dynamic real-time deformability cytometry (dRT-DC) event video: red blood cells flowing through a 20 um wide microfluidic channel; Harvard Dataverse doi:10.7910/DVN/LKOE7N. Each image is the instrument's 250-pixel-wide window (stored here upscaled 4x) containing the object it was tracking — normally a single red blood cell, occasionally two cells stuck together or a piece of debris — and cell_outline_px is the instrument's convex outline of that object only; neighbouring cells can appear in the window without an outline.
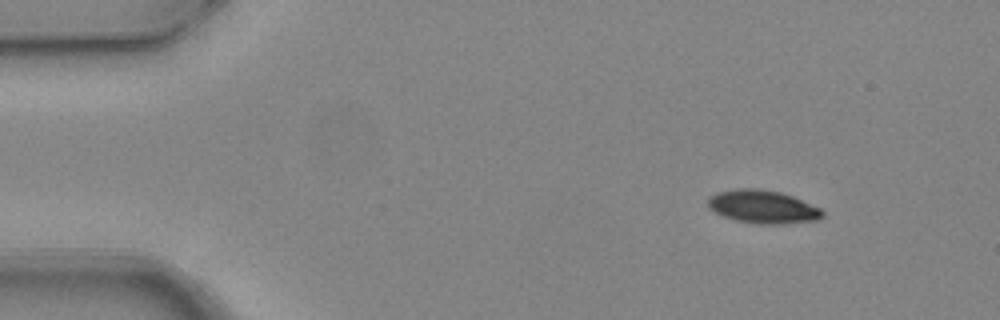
{"species": "common noctule bat (a hibernating species)", "species_latin": "Nyctalus noctula", "temperature_condition": "warm", "stored_images_in_passage": 8, "camera_frame_rate_fps": 3000, "um_per_image_px": 0.085, "animal": {"sex": "female", "body_mass_g": 24.6, "forearm_length_mm": 56.2}, "frame": {"image": 1, "passage_image": 1, "time_ms": 0.0, "image_size_px": [1000, 320], "cell_outline_px": [[824, 216], [820, 220], [784, 224], [760, 224], [736, 220], [724, 216], [708, 208], [708, 196], [716, 192], [740, 188], [756, 188], [780, 192], [792, 196], [820, 208], [824, 212]], "centroid_in_image_um": [64.85, 17.58], "position_along_channel_um": 20.2, "area_um2": 22.2}}
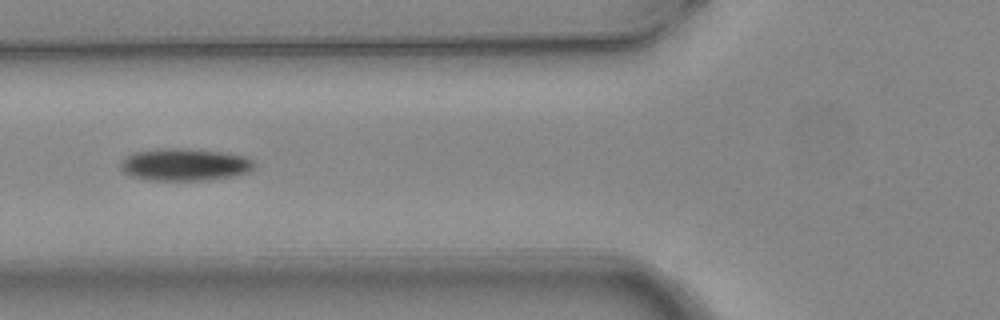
{"frame": {"image": 2, "passage_image": 5, "time_ms": 1.333, "image_size_px": [1000, 320], "cell_outline_px": [[256, 168], [248, 172], [236, 176], [208, 180], [148, 180], [128, 176], [120, 168], [120, 160], [124, 156], [136, 152], [160, 148], [188, 148], [224, 152], [244, 156], [252, 160], [256, 164]], "centroid_in_image_um": [15.7, 13.99], "position_along_channel_um": 110.1, "area_um2": 25.66}}
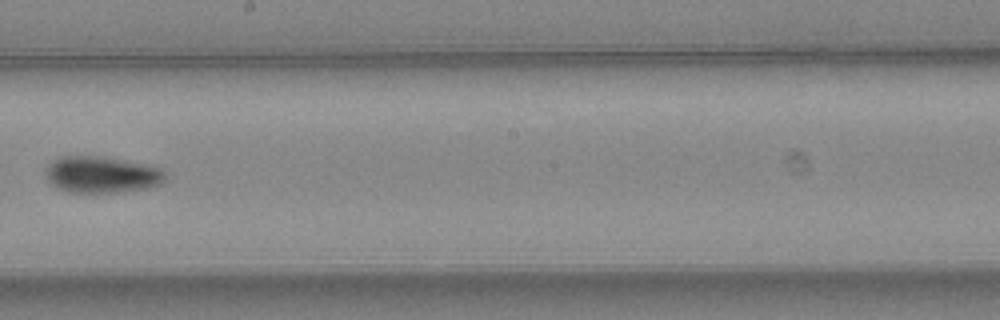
{"frame": {"image": 3, "passage_image": 8, "time_ms": 2.333, "image_size_px": [1000, 320], "cell_outline_px": [[168, 176], [160, 184], [144, 188], [116, 192], [68, 192], [52, 184], [48, 180], [44, 172], [48, 164], [56, 156], [100, 156], [124, 160], [160, 168]], "centroid_in_image_um": [8.6, 14.82], "position_along_channel_um": 239.6, "area_um2": 25.32}}